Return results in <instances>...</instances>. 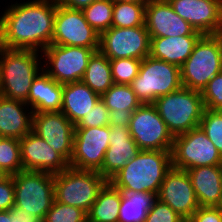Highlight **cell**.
Segmentation results:
<instances>
[{
	"instance_id": "obj_1",
	"label": "cell",
	"mask_w": 222,
	"mask_h": 222,
	"mask_svg": "<svg viewBox=\"0 0 222 222\" xmlns=\"http://www.w3.org/2000/svg\"><path fill=\"white\" fill-rule=\"evenodd\" d=\"M15 1L0 15V46L42 52L52 43L57 4L53 0Z\"/></svg>"
},
{
	"instance_id": "obj_2",
	"label": "cell",
	"mask_w": 222,
	"mask_h": 222,
	"mask_svg": "<svg viewBox=\"0 0 222 222\" xmlns=\"http://www.w3.org/2000/svg\"><path fill=\"white\" fill-rule=\"evenodd\" d=\"M171 167V150H140L108 181L121 192L140 191L158 195Z\"/></svg>"
},
{
	"instance_id": "obj_3",
	"label": "cell",
	"mask_w": 222,
	"mask_h": 222,
	"mask_svg": "<svg viewBox=\"0 0 222 222\" xmlns=\"http://www.w3.org/2000/svg\"><path fill=\"white\" fill-rule=\"evenodd\" d=\"M42 53L0 46V95L26 102L33 80L43 70Z\"/></svg>"
},
{
	"instance_id": "obj_4",
	"label": "cell",
	"mask_w": 222,
	"mask_h": 222,
	"mask_svg": "<svg viewBox=\"0 0 222 222\" xmlns=\"http://www.w3.org/2000/svg\"><path fill=\"white\" fill-rule=\"evenodd\" d=\"M153 105L173 137L199 127L205 110L201 92L183 86L157 98Z\"/></svg>"
},
{
	"instance_id": "obj_5",
	"label": "cell",
	"mask_w": 222,
	"mask_h": 222,
	"mask_svg": "<svg viewBox=\"0 0 222 222\" xmlns=\"http://www.w3.org/2000/svg\"><path fill=\"white\" fill-rule=\"evenodd\" d=\"M222 72V44L219 34H203L191 55L180 67L183 87L202 91L208 82Z\"/></svg>"
},
{
	"instance_id": "obj_6",
	"label": "cell",
	"mask_w": 222,
	"mask_h": 222,
	"mask_svg": "<svg viewBox=\"0 0 222 222\" xmlns=\"http://www.w3.org/2000/svg\"><path fill=\"white\" fill-rule=\"evenodd\" d=\"M108 180L98 171L68 167L54 174L55 201L89 212Z\"/></svg>"
},
{
	"instance_id": "obj_7",
	"label": "cell",
	"mask_w": 222,
	"mask_h": 222,
	"mask_svg": "<svg viewBox=\"0 0 222 222\" xmlns=\"http://www.w3.org/2000/svg\"><path fill=\"white\" fill-rule=\"evenodd\" d=\"M130 86L141 104H153L157 98L182 87L180 67L146 56Z\"/></svg>"
},
{
	"instance_id": "obj_8",
	"label": "cell",
	"mask_w": 222,
	"mask_h": 222,
	"mask_svg": "<svg viewBox=\"0 0 222 222\" xmlns=\"http://www.w3.org/2000/svg\"><path fill=\"white\" fill-rule=\"evenodd\" d=\"M15 206L43 221L52 207L54 174L39 171H20L13 174Z\"/></svg>"
},
{
	"instance_id": "obj_9",
	"label": "cell",
	"mask_w": 222,
	"mask_h": 222,
	"mask_svg": "<svg viewBox=\"0 0 222 222\" xmlns=\"http://www.w3.org/2000/svg\"><path fill=\"white\" fill-rule=\"evenodd\" d=\"M99 48L51 44L42 53L43 70L60 84L82 80L89 58Z\"/></svg>"
},
{
	"instance_id": "obj_10",
	"label": "cell",
	"mask_w": 222,
	"mask_h": 222,
	"mask_svg": "<svg viewBox=\"0 0 222 222\" xmlns=\"http://www.w3.org/2000/svg\"><path fill=\"white\" fill-rule=\"evenodd\" d=\"M171 159L172 167L183 170L222 162L221 154L200 127L174 137Z\"/></svg>"
},
{
	"instance_id": "obj_11",
	"label": "cell",
	"mask_w": 222,
	"mask_h": 222,
	"mask_svg": "<svg viewBox=\"0 0 222 222\" xmlns=\"http://www.w3.org/2000/svg\"><path fill=\"white\" fill-rule=\"evenodd\" d=\"M151 38L146 26L111 27L100 34L99 51L109 60L133 58L143 60L150 55Z\"/></svg>"
},
{
	"instance_id": "obj_12",
	"label": "cell",
	"mask_w": 222,
	"mask_h": 222,
	"mask_svg": "<svg viewBox=\"0 0 222 222\" xmlns=\"http://www.w3.org/2000/svg\"><path fill=\"white\" fill-rule=\"evenodd\" d=\"M129 131L141 150H172L174 137L153 104H141L132 113Z\"/></svg>"
},
{
	"instance_id": "obj_13",
	"label": "cell",
	"mask_w": 222,
	"mask_h": 222,
	"mask_svg": "<svg viewBox=\"0 0 222 222\" xmlns=\"http://www.w3.org/2000/svg\"><path fill=\"white\" fill-rule=\"evenodd\" d=\"M100 34L86 21L82 10L57 5L52 43L99 48Z\"/></svg>"
},
{
	"instance_id": "obj_14",
	"label": "cell",
	"mask_w": 222,
	"mask_h": 222,
	"mask_svg": "<svg viewBox=\"0 0 222 222\" xmlns=\"http://www.w3.org/2000/svg\"><path fill=\"white\" fill-rule=\"evenodd\" d=\"M110 126L75 128L69 167L98 171L109 147Z\"/></svg>"
},
{
	"instance_id": "obj_15",
	"label": "cell",
	"mask_w": 222,
	"mask_h": 222,
	"mask_svg": "<svg viewBox=\"0 0 222 222\" xmlns=\"http://www.w3.org/2000/svg\"><path fill=\"white\" fill-rule=\"evenodd\" d=\"M32 131L70 162L75 125L61 111L34 113Z\"/></svg>"
},
{
	"instance_id": "obj_16",
	"label": "cell",
	"mask_w": 222,
	"mask_h": 222,
	"mask_svg": "<svg viewBox=\"0 0 222 222\" xmlns=\"http://www.w3.org/2000/svg\"><path fill=\"white\" fill-rule=\"evenodd\" d=\"M145 26L150 38L203 35L181 18L167 0H149L146 3Z\"/></svg>"
},
{
	"instance_id": "obj_17",
	"label": "cell",
	"mask_w": 222,
	"mask_h": 222,
	"mask_svg": "<svg viewBox=\"0 0 222 222\" xmlns=\"http://www.w3.org/2000/svg\"><path fill=\"white\" fill-rule=\"evenodd\" d=\"M157 199L169 205L183 219H190L200 207L187 171L175 167L167 172Z\"/></svg>"
},
{
	"instance_id": "obj_18",
	"label": "cell",
	"mask_w": 222,
	"mask_h": 222,
	"mask_svg": "<svg viewBox=\"0 0 222 222\" xmlns=\"http://www.w3.org/2000/svg\"><path fill=\"white\" fill-rule=\"evenodd\" d=\"M24 171L60 173L69 162L32 130L19 140Z\"/></svg>"
},
{
	"instance_id": "obj_19",
	"label": "cell",
	"mask_w": 222,
	"mask_h": 222,
	"mask_svg": "<svg viewBox=\"0 0 222 222\" xmlns=\"http://www.w3.org/2000/svg\"><path fill=\"white\" fill-rule=\"evenodd\" d=\"M173 10L196 31L219 34L222 31V0H168Z\"/></svg>"
},
{
	"instance_id": "obj_20",
	"label": "cell",
	"mask_w": 222,
	"mask_h": 222,
	"mask_svg": "<svg viewBox=\"0 0 222 222\" xmlns=\"http://www.w3.org/2000/svg\"><path fill=\"white\" fill-rule=\"evenodd\" d=\"M140 150L131 137L129 127L110 126L109 147L105 152L102 167L98 172L109 180L128 161L134 158Z\"/></svg>"
},
{
	"instance_id": "obj_21",
	"label": "cell",
	"mask_w": 222,
	"mask_h": 222,
	"mask_svg": "<svg viewBox=\"0 0 222 222\" xmlns=\"http://www.w3.org/2000/svg\"><path fill=\"white\" fill-rule=\"evenodd\" d=\"M33 114L25 102L0 95V137L23 138L32 130Z\"/></svg>"
},
{
	"instance_id": "obj_22",
	"label": "cell",
	"mask_w": 222,
	"mask_h": 222,
	"mask_svg": "<svg viewBox=\"0 0 222 222\" xmlns=\"http://www.w3.org/2000/svg\"><path fill=\"white\" fill-rule=\"evenodd\" d=\"M200 207H221L222 188L219 165L186 170Z\"/></svg>"
},
{
	"instance_id": "obj_23",
	"label": "cell",
	"mask_w": 222,
	"mask_h": 222,
	"mask_svg": "<svg viewBox=\"0 0 222 222\" xmlns=\"http://www.w3.org/2000/svg\"><path fill=\"white\" fill-rule=\"evenodd\" d=\"M63 85L51 78L44 70L33 80L25 102L34 113L61 111Z\"/></svg>"
},
{
	"instance_id": "obj_24",
	"label": "cell",
	"mask_w": 222,
	"mask_h": 222,
	"mask_svg": "<svg viewBox=\"0 0 222 222\" xmlns=\"http://www.w3.org/2000/svg\"><path fill=\"white\" fill-rule=\"evenodd\" d=\"M99 99L100 95L82 81L63 84L61 112L74 125H77L93 109Z\"/></svg>"
},
{
	"instance_id": "obj_25",
	"label": "cell",
	"mask_w": 222,
	"mask_h": 222,
	"mask_svg": "<svg viewBox=\"0 0 222 222\" xmlns=\"http://www.w3.org/2000/svg\"><path fill=\"white\" fill-rule=\"evenodd\" d=\"M201 36L151 38L150 56L181 67Z\"/></svg>"
},
{
	"instance_id": "obj_26",
	"label": "cell",
	"mask_w": 222,
	"mask_h": 222,
	"mask_svg": "<svg viewBox=\"0 0 222 222\" xmlns=\"http://www.w3.org/2000/svg\"><path fill=\"white\" fill-rule=\"evenodd\" d=\"M122 192L109 181L87 213V222H118Z\"/></svg>"
},
{
	"instance_id": "obj_27",
	"label": "cell",
	"mask_w": 222,
	"mask_h": 222,
	"mask_svg": "<svg viewBox=\"0 0 222 222\" xmlns=\"http://www.w3.org/2000/svg\"><path fill=\"white\" fill-rule=\"evenodd\" d=\"M81 81L100 96L114 84L110 60L99 50L89 58Z\"/></svg>"
},
{
	"instance_id": "obj_28",
	"label": "cell",
	"mask_w": 222,
	"mask_h": 222,
	"mask_svg": "<svg viewBox=\"0 0 222 222\" xmlns=\"http://www.w3.org/2000/svg\"><path fill=\"white\" fill-rule=\"evenodd\" d=\"M156 199L150 192H122L118 222H144Z\"/></svg>"
},
{
	"instance_id": "obj_29",
	"label": "cell",
	"mask_w": 222,
	"mask_h": 222,
	"mask_svg": "<svg viewBox=\"0 0 222 222\" xmlns=\"http://www.w3.org/2000/svg\"><path fill=\"white\" fill-rule=\"evenodd\" d=\"M100 99L109 111L134 112L141 105L130 85L113 84Z\"/></svg>"
},
{
	"instance_id": "obj_30",
	"label": "cell",
	"mask_w": 222,
	"mask_h": 222,
	"mask_svg": "<svg viewBox=\"0 0 222 222\" xmlns=\"http://www.w3.org/2000/svg\"><path fill=\"white\" fill-rule=\"evenodd\" d=\"M146 3L114 1L112 27L132 28L145 25Z\"/></svg>"
},
{
	"instance_id": "obj_31",
	"label": "cell",
	"mask_w": 222,
	"mask_h": 222,
	"mask_svg": "<svg viewBox=\"0 0 222 222\" xmlns=\"http://www.w3.org/2000/svg\"><path fill=\"white\" fill-rule=\"evenodd\" d=\"M113 0H96L82 12L88 24L99 34L112 27Z\"/></svg>"
},
{
	"instance_id": "obj_32",
	"label": "cell",
	"mask_w": 222,
	"mask_h": 222,
	"mask_svg": "<svg viewBox=\"0 0 222 222\" xmlns=\"http://www.w3.org/2000/svg\"><path fill=\"white\" fill-rule=\"evenodd\" d=\"M0 169L5 175L23 171L19 139L0 137Z\"/></svg>"
},
{
	"instance_id": "obj_33",
	"label": "cell",
	"mask_w": 222,
	"mask_h": 222,
	"mask_svg": "<svg viewBox=\"0 0 222 222\" xmlns=\"http://www.w3.org/2000/svg\"><path fill=\"white\" fill-rule=\"evenodd\" d=\"M141 62L133 58L110 60L114 84L130 85L139 73Z\"/></svg>"
},
{
	"instance_id": "obj_34",
	"label": "cell",
	"mask_w": 222,
	"mask_h": 222,
	"mask_svg": "<svg viewBox=\"0 0 222 222\" xmlns=\"http://www.w3.org/2000/svg\"><path fill=\"white\" fill-rule=\"evenodd\" d=\"M42 222H87V213L78 207L54 200Z\"/></svg>"
},
{
	"instance_id": "obj_35",
	"label": "cell",
	"mask_w": 222,
	"mask_h": 222,
	"mask_svg": "<svg viewBox=\"0 0 222 222\" xmlns=\"http://www.w3.org/2000/svg\"><path fill=\"white\" fill-rule=\"evenodd\" d=\"M199 127L222 156V116L216 110L205 109Z\"/></svg>"
},
{
	"instance_id": "obj_36",
	"label": "cell",
	"mask_w": 222,
	"mask_h": 222,
	"mask_svg": "<svg viewBox=\"0 0 222 222\" xmlns=\"http://www.w3.org/2000/svg\"><path fill=\"white\" fill-rule=\"evenodd\" d=\"M205 109L222 108V72L215 75L201 91Z\"/></svg>"
},
{
	"instance_id": "obj_37",
	"label": "cell",
	"mask_w": 222,
	"mask_h": 222,
	"mask_svg": "<svg viewBox=\"0 0 222 222\" xmlns=\"http://www.w3.org/2000/svg\"><path fill=\"white\" fill-rule=\"evenodd\" d=\"M110 111L104 102L99 101L94 105L93 109L85 115V117L75 125V128H90L109 125Z\"/></svg>"
},
{
	"instance_id": "obj_38",
	"label": "cell",
	"mask_w": 222,
	"mask_h": 222,
	"mask_svg": "<svg viewBox=\"0 0 222 222\" xmlns=\"http://www.w3.org/2000/svg\"><path fill=\"white\" fill-rule=\"evenodd\" d=\"M182 219L169 205L156 199L144 222H180Z\"/></svg>"
},
{
	"instance_id": "obj_39",
	"label": "cell",
	"mask_w": 222,
	"mask_h": 222,
	"mask_svg": "<svg viewBox=\"0 0 222 222\" xmlns=\"http://www.w3.org/2000/svg\"><path fill=\"white\" fill-rule=\"evenodd\" d=\"M15 205L13 175L0 179V211L10 210Z\"/></svg>"
},
{
	"instance_id": "obj_40",
	"label": "cell",
	"mask_w": 222,
	"mask_h": 222,
	"mask_svg": "<svg viewBox=\"0 0 222 222\" xmlns=\"http://www.w3.org/2000/svg\"><path fill=\"white\" fill-rule=\"evenodd\" d=\"M190 220L192 222H222V206L199 207Z\"/></svg>"
},
{
	"instance_id": "obj_41",
	"label": "cell",
	"mask_w": 222,
	"mask_h": 222,
	"mask_svg": "<svg viewBox=\"0 0 222 222\" xmlns=\"http://www.w3.org/2000/svg\"><path fill=\"white\" fill-rule=\"evenodd\" d=\"M133 112H118L117 110L110 111L109 126L129 127Z\"/></svg>"
},
{
	"instance_id": "obj_42",
	"label": "cell",
	"mask_w": 222,
	"mask_h": 222,
	"mask_svg": "<svg viewBox=\"0 0 222 222\" xmlns=\"http://www.w3.org/2000/svg\"><path fill=\"white\" fill-rule=\"evenodd\" d=\"M10 210L12 211V222H42L38 217L15 205Z\"/></svg>"
},
{
	"instance_id": "obj_43",
	"label": "cell",
	"mask_w": 222,
	"mask_h": 222,
	"mask_svg": "<svg viewBox=\"0 0 222 222\" xmlns=\"http://www.w3.org/2000/svg\"><path fill=\"white\" fill-rule=\"evenodd\" d=\"M57 5L82 10L96 0H53Z\"/></svg>"
},
{
	"instance_id": "obj_44",
	"label": "cell",
	"mask_w": 222,
	"mask_h": 222,
	"mask_svg": "<svg viewBox=\"0 0 222 222\" xmlns=\"http://www.w3.org/2000/svg\"><path fill=\"white\" fill-rule=\"evenodd\" d=\"M0 222H12V211H0Z\"/></svg>"
},
{
	"instance_id": "obj_45",
	"label": "cell",
	"mask_w": 222,
	"mask_h": 222,
	"mask_svg": "<svg viewBox=\"0 0 222 222\" xmlns=\"http://www.w3.org/2000/svg\"><path fill=\"white\" fill-rule=\"evenodd\" d=\"M113 1H124V2L147 3L149 0H113Z\"/></svg>"
},
{
	"instance_id": "obj_46",
	"label": "cell",
	"mask_w": 222,
	"mask_h": 222,
	"mask_svg": "<svg viewBox=\"0 0 222 222\" xmlns=\"http://www.w3.org/2000/svg\"><path fill=\"white\" fill-rule=\"evenodd\" d=\"M219 168H220V171H221V188H222V162H221V164L219 165Z\"/></svg>"
},
{
	"instance_id": "obj_47",
	"label": "cell",
	"mask_w": 222,
	"mask_h": 222,
	"mask_svg": "<svg viewBox=\"0 0 222 222\" xmlns=\"http://www.w3.org/2000/svg\"><path fill=\"white\" fill-rule=\"evenodd\" d=\"M4 176H5L4 172L0 169V179Z\"/></svg>"
},
{
	"instance_id": "obj_48",
	"label": "cell",
	"mask_w": 222,
	"mask_h": 222,
	"mask_svg": "<svg viewBox=\"0 0 222 222\" xmlns=\"http://www.w3.org/2000/svg\"><path fill=\"white\" fill-rule=\"evenodd\" d=\"M180 222H192L190 219H182Z\"/></svg>"
},
{
	"instance_id": "obj_49",
	"label": "cell",
	"mask_w": 222,
	"mask_h": 222,
	"mask_svg": "<svg viewBox=\"0 0 222 222\" xmlns=\"http://www.w3.org/2000/svg\"><path fill=\"white\" fill-rule=\"evenodd\" d=\"M221 116H222V108L221 109H218L216 110Z\"/></svg>"
},
{
	"instance_id": "obj_50",
	"label": "cell",
	"mask_w": 222,
	"mask_h": 222,
	"mask_svg": "<svg viewBox=\"0 0 222 222\" xmlns=\"http://www.w3.org/2000/svg\"><path fill=\"white\" fill-rule=\"evenodd\" d=\"M220 41H221V44H222V31L220 32Z\"/></svg>"
}]
</instances>
